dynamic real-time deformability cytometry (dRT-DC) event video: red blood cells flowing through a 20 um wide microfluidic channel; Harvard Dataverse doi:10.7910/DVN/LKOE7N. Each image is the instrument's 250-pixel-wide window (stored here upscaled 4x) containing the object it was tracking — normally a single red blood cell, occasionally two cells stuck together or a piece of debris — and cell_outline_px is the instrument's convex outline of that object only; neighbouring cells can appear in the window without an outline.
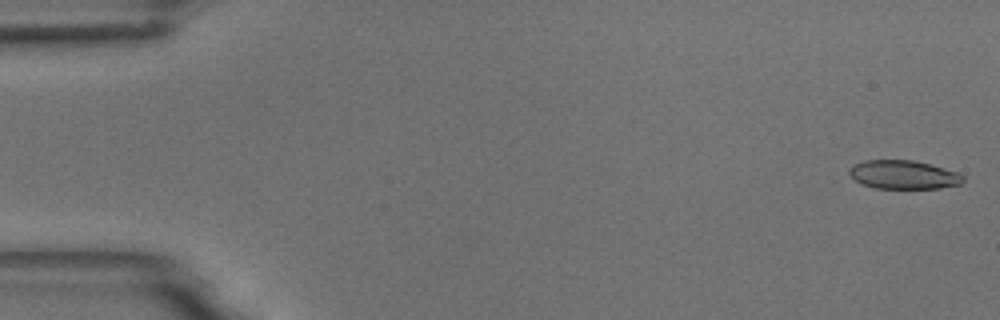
{"species": "common noctule bat (a hibernating species)", "species_latin": "Nyctalus noctula", "temperature_condition": "room temperature", "stored_images_in_passage": 55, "camera_frame_rate_fps": 3000, "um_per_image_px": 0.085, "animal": {"sex": "male", "body_mass_g": 18.8}, "frame": {"image": 1, "passage_image": 1, "time_ms": 0.0, "image_size_px": [1000, 320], "cell_outline_px": [[964, 180], [960, 184], [940, 188], [876, 188], [860, 184], [848, 172], [852, 164], [864, 160], [912, 160], [928, 164], [956, 172], [964, 176]], "centroid_in_image_um": [76.76, 14.85], "position_along_channel_um": 8.2, "area_um2": 18.84}}
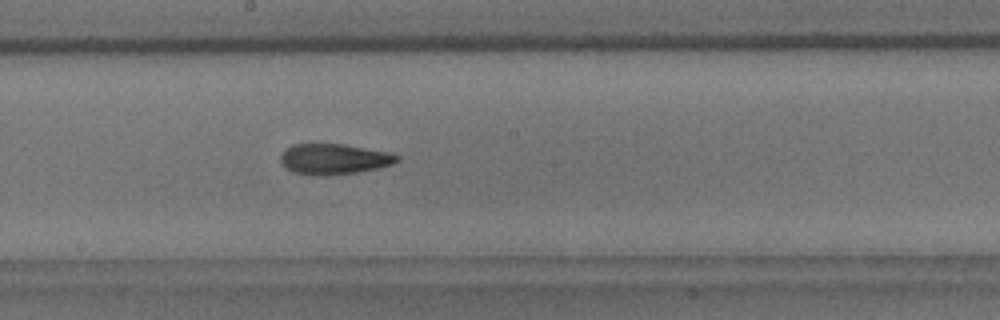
{"frame": {"image": 2, "passage_image": 30, "time_ms": 9.667, "image_size_px": [1000, 320], "cell_outline_px": [[400, 160], [392, 164], [380, 168], [356, 172], [292, 172], [280, 160], [280, 156], [292, 144], [344, 144], [392, 152], [400, 156]], "centroid_in_image_um": [28.51, 13.45], "position_along_channel_um": 219.7, "area_um2": 19.83}}
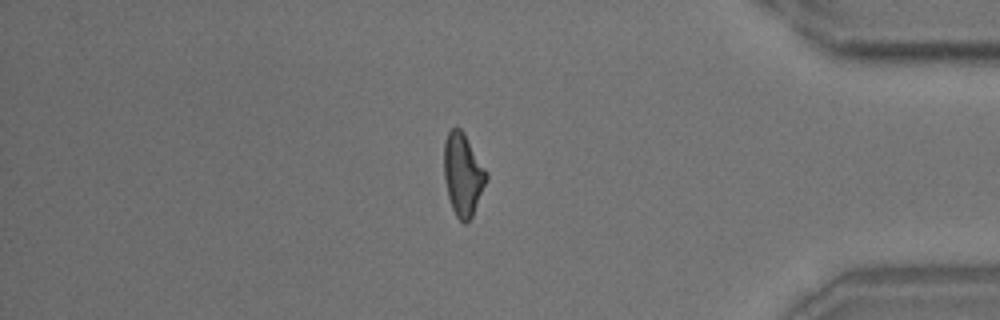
{"frame": {"image": 3, "passage_image": 47, "time_ms": 15.333, "image_size_px": [1000, 320], "cell_outline_px": [[488, 180], [472, 216], [464, 224], [456, 216], [452, 208], [448, 196], [444, 180], [444, 140], [448, 132], [456, 124], [464, 132], [488, 172]], "centroid_in_image_um": [39.35, 14.79], "position_along_channel_um": 395.8, "area_um2": 20.63}, "authors_computed_cell_mechanics": {"area_um2": 20.3456, "velocity_mm_per_s": 3.6414, "shape_relaxation_time_tau1_ms": 8.4632, "shape_relaxation_time_tau2_ms": 2.3623, "deformation_change_tau1": 0.2272, "deformation_change_tau2": 0.1116}}